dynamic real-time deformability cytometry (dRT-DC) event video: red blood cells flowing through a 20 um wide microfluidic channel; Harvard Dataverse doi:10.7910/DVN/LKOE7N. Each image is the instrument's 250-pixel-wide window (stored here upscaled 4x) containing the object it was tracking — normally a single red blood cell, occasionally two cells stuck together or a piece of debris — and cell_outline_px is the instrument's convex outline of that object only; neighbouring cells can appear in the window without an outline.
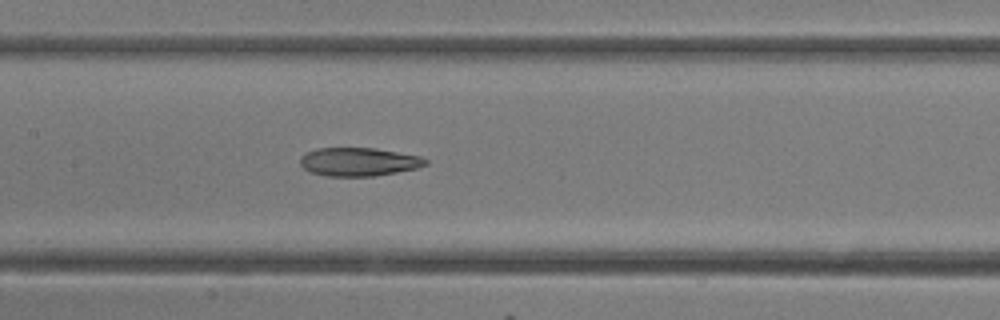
{"species": "common noctule bat (a hibernating species)", "species_latin": "Nyctalus noctula", "temperature_condition": "room temperature", "stored_images_in_passage": 17, "camera_frame_rate_fps": 3000, "um_per_image_px": 0.085, "animal": {"sex": "female"}, "frame": {"image": 1, "passage_image": 15, "time_ms": 4.667, "image_size_px": [1000, 320], "cell_outline_px": [[428, 164], [416, 168], [396, 172], [372, 176], [328, 176], [308, 172], [300, 164], [300, 156], [304, 152], [316, 148], [376, 148], [420, 156], [428, 160]], "centroid_in_image_um": [30.45, 13.75], "position_along_channel_um": 177.0, "area_um2": 20.87}}
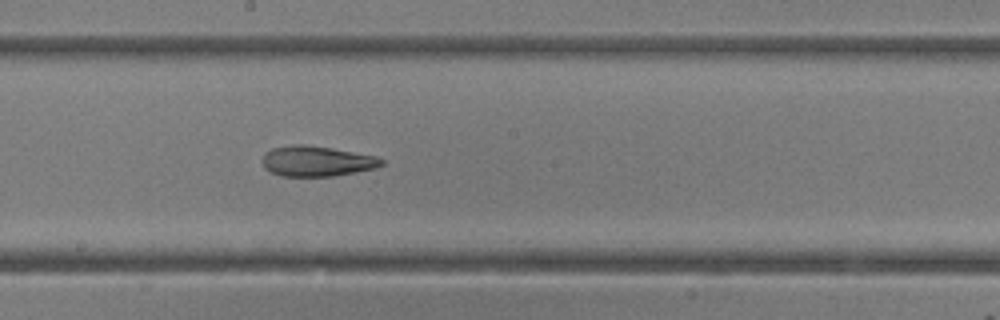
{"frame": {"image": 2, "passage_image": 17, "time_ms": 5.333, "image_size_px": [1000, 320], "cell_outline_px": [[384, 164], [376, 168], [336, 176], [280, 176], [264, 168], [260, 160], [264, 152], [272, 148], [296, 144], [304, 144], [332, 148], [376, 156], [384, 160]], "centroid_in_image_um": [26.9, 13.7], "position_along_channel_um": 221.3, "area_um2": 21.33}}